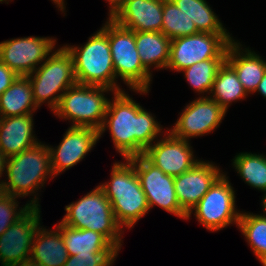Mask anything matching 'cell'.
Returning <instances> with one entry per match:
<instances>
[{
  "label": "cell",
  "instance_id": "21",
  "mask_svg": "<svg viewBox=\"0 0 266 266\" xmlns=\"http://www.w3.org/2000/svg\"><path fill=\"white\" fill-rule=\"evenodd\" d=\"M56 227L61 231L62 240L70 256L78 254H97L98 252H119L101 233L77 229L64 225L61 221Z\"/></svg>",
  "mask_w": 266,
  "mask_h": 266
},
{
  "label": "cell",
  "instance_id": "22",
  "mask_svg": "<svg viewBox=\"0 0 266 266\" xmlns=\"http://www.w3.org/2000/svg\"><path fill=\"white\" fill-rule=\"evenodd\" d=\"M39 226L35 232L30 259L40 266H64L69 254L62 240L61 231Z\"/></svg>",
  "mask_w": 266,
  "mask_h": 266
},
{
  "label": "cell",
  "instance_id": "28",
  "mask_svg": "<svg viewBox=\"0 0 266 266\" xmlns=\"http://www.w3.org/2000/svg\"><path fill=\"white\" fill-rule=\"evenodd\" d=\"M237 227L257 259L266 256V216L242 212Z\"/></svg>",
  "mask_w": 266,
  "mask_h": 266
},
{
  "label": "cell",
  "instance_id": "4",
  "mask_svg": "<svg viewBox=\"0 0 266 266\" xmlns=\"http://www.w3.org/2000/svg\"><path fill=\"white\" fill-rule=\"evenodd\" d=\"M64 46L72 55L77 83L122 91L117 84L108 35L102 29L81 47Z\"/></svg>",
  "mask_w": 266,
  "mask_h": 266
},
{
  "label": "cell",
  "instance_id": "39",
  "mask_svg": "<svg viewBox=\"0 0 266 266\" xmlns=\"http://www.w3.org/2000/svg\"><path fill=\"white\" fill-rule=\"evenodd\" d=\"M262 206H263V211H264V216H266V193L264 194V196L262 197Z\"/></svg>",
  "mask_w": 266,
  "mask_h": 266
},
{
  "label": "cell",
  "instance_id": "29",
  "mask_svg": "<svg viewBox=\"0 0 266 266\" xmlns=\"http://www.w3.org/2000/svg\"><path fill=\"white\" fill-rule=\"evenodd\" d=\"M161 32L170 40L199 33L194 22L172 0H163Z\"/></svg>",
  "mask_w": 266,
  "mask_h": 266
},
{
  "label": "cell",
  "instance_id": "19",
  "mask_svg": "<svg viewBox=\"0 0 266 266\" xmlns=\"http://www.w3.org/2000/svg\"><path fill=\"white\" fill-rule=\"evenodd\" d=\"M226 62L237 73L247 94L255 93L266 73V61L249 48L243 49L240 42L234 39L227 48Z\"/></svg>",
  "mask_w": 266,
  "mask_h": 266
},
{
  "label": "cell",
  "instance_id": "12",
  "mask_svg": "<svg viewBox=\"0 0 266 266\" xmlns=\"http://www.w3.org/2000/svg\"><path fill=\"white\" fill-rule=\"evenodd\" d=\"M55 42L54 38L34 36L6 40L0 42V60L18 76H27L54 51Z\"/></svg>",
  "mask_w": 266,
  "mask_h": 266
},
{
  "label": "cell",
  "instance_id": "8",
  "mask_svg": "<svg viewBox=\"0 0 266 266\" xmlns=\"http://www.w3.org/2000/svg\"><path fill=\"white\" fill-rule=\"evenodd\" d=\"M33 88V98L38 107L47 102L51 111L59 105L62 94L77 83L70 52L62 46L31 74L27 75Z\"/></svg>",
  "mask_w": 266,
  "mask_h": 266
},
{
  "label": "cell",
  "instance_id": "1",
  "mask_svg": "<svg viewBox=\"0 0 266 266\" xmlns=\"http://www.w3.org/2000/svg\"><path fill=\"white\" fill-rule=\"evenodd\" d=\"M99 137L109 128L115 149L128 159L144 152L163 129L150 112L136 103L124 90L112 93Z\"/></svg>",
  "mask_w": 266,
  "mask_h": 266
},
{
  "label": "cell",
  "instance_id": "34",
  "mask_svg": "<svg viewBox=\"0 0 266 266\" xmlns=\"http://www.w3.org/2000/svg\"><path fill=\"white\" fill-rule=\"evenodd\" d=\"M108 1L109 3V7H110V10H109V17L111 18L115 12L122 6L124 0H106Z\"/></svg>",
  "mask_w": 266,
  "mask_h": 266
},
{
  "label": "cell",
  "instance_id": "38",
  "mask_svg": "<svg viewBox=\"0 0 266 266\" xmlns=\"http://www.w3.org/2000/svg\"><path fill=\"white\" fill-rule=\"evenodd\" d=\"M62 12H65L64 0H52Z\"/></svg>",
  "mask_w": 266,
  "mask_h": 266
},
{
  "label": "cell",
  "instance_id": "11",
  "mask_svg": "<svg viewBox=\"0 0 266 266\" xmlns=\"http://www.w3.org/2000/svg\"><path fill=\"white\" fill-rule=\"evenodd\" d=\"M146 195L149 208L159 206L168 213L186 220L187 213L180 207L175 192L174 177L165 174L152 164L144 155L129 158Z\"/></svg>",
  "mask_w": 266,
  "mask_h": 266
},
{
  "label": "cell",
  "instance_id": "32",
  "mask_svg": "<svg viewBox=\"0 0 266 266\" xmlns=\"http://www.w3.org/2000/svg\"><path fill=\"white\" fill-rule=\"evenodd\" d=\"M119 252H98L68 257L64 266H112Z\"/></svg>",
  "mask_w": 266,
  "mask_h": 266
},
{
  "label": "cell",
  "instance_id": "15",
  "mask_svg": "<svg viewBox=\"0 0 266 266\" xmlns=\"http://www.w3.org/2000/svg\"><path fill=\"white\" fill-rule=\"evenodd\" d=\"M174 137L169 131L152 144L144 156L165 174L178 176L193 168L201 160L195 159L190 142Z\"/></svg>",
  "mask_w": 266,
  "mask_h": 266
},
{
  "label": "cell",
  "instance_id": "13",
  "mask_svg": "<svg viewBox=\"0 0 266 266\" xmlns=\"http://www.w3.org/2000/svg\"><path fill=\"white\" fill-rule=\"evenodd\" d=\"M172 129L174 137L184 139L203 136L214 131L227 111L209 96H201L187 104Z\"/></svg>",
  "mask_w": 266,
  "mask_h": 266
},
{
  "label": "cell",
  "instance_id": "27",
  "mask_svg": "<svg viewBox=\"0 0 266 266\" xmlns=\"http://www.w3.org/2000/svg\"><path fill=\"white\" fill-rule=\"evenodd\" d=\"M232 164L250 187L266 193V157L263 154L241 152L235 156Z\"/></svg>",
  "mask_w": 266,
  "mask_h": 266
},
{
  "label": "cell",
  "instance_id": "30",
  "mask_svg": "<svg viewBox=\"0 0 266 266\" xmlns=\"http://www.w3.org/2000/svg\"><path fill=\"white\" fill-rule=\"evenodd\" d=\"M226 59H207L193 64L182 70L188 84L198 93H209L212 91L213 83L219 68Z\"/></svg>",
  "mask_w": 266,
  "mask_h": 266
},
{
  "label": "cell",
  "instance_id": "26",
  "mask_svg": "<svg viewBox=\"0 0 266 266\" xmlns=\"http://www.w3.org/2000/svg\"><path fill=\"white\" fill-rule=\"evenodd\" d=\"M181 12L191 19L199 32L230 34L206 0H172Z\"/></svg>",
  "mask_w": 266,
  "mask_h": 266
},
{
  "label": "cell",
  "instance_id": "7",
  "mask_svg": "<svg viewBox=\"0 0 266 266\" xmlns=\"http://www.w3.org/2000/svg\"><path fill=\"white\" fill-rule=\"evenodd\" d=\"M115 92L105 86L76 83L61 96L54 115L72 121L71 127H90L100 130L105 119L109 99L104 92Z\"/></svg>",
  "mask_w": 266,
  "mask_h": 266
},
{
  "label": "cell",
  "instance_id": "24",
  "mask_svg": "<svg viewBox=\"0 0 266 266\" xmlns=\"http://www.w3.org/2000/svg\"><path fill=\"white\" fill-rule=\"evenodd\" d=\"M135 42L140 61L151 73V67L166 69L169 62L171 40L162 32H135Z\"/></svg>",
  "mask_w": 266,
  "mask_h": 266
},
{
  "label": "cell",
  "instance_id": "14",
  "mask_svg": "<svg viewBox=\"0 0 266 266\" xmlns=\"http://www.w3.org/2000/svg\"><path fill=\"white\" fill-rule=\"evenodd\" d=\"M40 208L29 210L0 236L1 266L30 259L33 238L40 225Z\"/></svg>",
  "mask_w": 266,
  "mask_h": 266
},
{
  "label": "cell",
  "instance_id": "31",
  "mask_svg": "<svg viewBox=\"0 0 266 266\" xmlns=\"http://www.w3.org/2000/svg\"><path fill=\"white\" fill-rule=\"evenodd\" d=\"M16 199L18 198L0 191V236L31 207L26 203L23 208L19 207L18 209L19 205ZM17 209L18 211H16Z\"/></svg>",
  "mask_w": 266,
  "mask_h": 266
},
{
  "label": "cell",
  "instance_id": "16",
  "mask_svg": "<svg viewBox=\"0 0 266 266\" xmlns=\"http://www.w3.org/2000/svg\"><path fill=\"white\" fill-rule=\"evenodd\" d=\"M99 139L96 129L70 126L58 146H48L55 177L82 161Z\"/></svg>",
  "mask_w": 266,
  "mask_h": 266
},
{
  "label": "cell",
  "instance_id": "23",
  "mask_svg": "<svg viewBox=\"0 0 266 266\" xmlns=\"http://www.w3.org/2000/svg\"><path fill=\"white\" fill-rule=\"evenodd\" d=\"M37 108L32 84L27 76H18L0 96L1 118L33 114Z\"/></svg>",
  "mask_w": 266,
  "mask_h": 266
},
{
  "label": "cell",
  "instance_id": "41",
  "mask_svg": "<svg viewBox=\"0 0 266 266\" xmlns=\"http://www.w3.org/2000/svg\"><path fill=\"white\" fill-rule=\"evenodd\" d=\"M4 1H5V2H7V1L9 2L10 0H0V3H1V2H4Z\"/></svg>",
  "mask_w": 266,
  "mask_h": 266
},
{
  "label": "cell",
  "instance_id": "40",
  "mask_svg": "<svg viewBox=\"0 0 266 266\" xmlns=\"http://www.w3.org/2000/svg\"><path fill=\"white\" fill-rule=\"evenodd\" d=\"M260 263L263 265V266H266V256L262 257L261 259H259Z\"/></svg>",
  "mask_w": 266,
  "mask_h": 266
},
{
  "label": "cell",
  "instance_id": "33",
  "mask_svg": "<svg viewBox=\"0 0 266 266\" xmlns=\"http://www.w3.org/2000/svg\"><path fill=\"white\" fill-rule=\"evenodd\" d=\"M17 77L18 75L0 60V96Z\"/></svg>",
  "mask_w": 266,
  "mask_h": 266
},
{
  "label": "cell",
  "instance_id": "37",
  "mask_svg": "<svg viewBox=\"0 0 266 266\" xmlns=\"http://www.w3.org/2000/svg\"><path fill=\"white\" fill-rule=\"evenodd\" d=\"M11 266H40V265L37 264L35 261L28 259V260L21 261Z\"/></svg>",
  "mask_w": 266,
  "mask_h": 266
},
{
  "label": "cell",
  "instance_id": "20",
  "mask_svg": "<svg viewBox=\"0 0 266 266\" xmlns=\"http://www.w3.org/2000/svg\"><path fill=\"white\" fill-rule=\"evenodd\" d=\"M33 114L0 118V151L8 158L35 146Z\"/></svg>",
  "mask_w": 266,
  "mask_h": 266
},
{
  "label": "cell",
  "instance_id": "10",
  "mask_svg": "<svg viewBox=\"0 0 266 266\" xmlns=\"http://www.w3.org/2000/svg\"><path fill=\"white\" fill-rule=\"evenodd\" d=\"M235 191L228 177L222 174L209 188L207 193L190 210L187 219L194 216L209 231H218L236 224L241 213L235 208Z\"/></svg>",
  "mask_w": 266,
  "mask_h": 266
},
{
  "label": "cell",
  "instance_id": "2",
  "mask_svg": "<svg viewBox=\"0 0 266 266\" xmlns=\"http://www.w3.org/2000/svg\"><path fill=\"white\" fill-rule=\"evenodd\" d=\"M5 168L8 181H1L0 191L17 198L33 196L35 193L28 204L31 207H40L36 192L40 186L43 187L47 178L55 177L48 145L39 142L17 155L8 157Z\"/></svg>",
  "mask_w": 266,
  "mask_h": 266
},
{
  "label": "cell",
  "instance_id": "25",
  "mask_svg": "<svg viewBox=\"0 0 266 266\" xmlns=\"http://www.w3.org/2000/svg\"><path fill=\"white\" fill-rule=\"evenodd\" d=\"M209 97L216 101L225 111L230 103L248 96L238 79L235 70L225 61L219 68Z\"/></svg>",
  "mask_w": 266,
  "mask_h": 266
},
{
  "label": "cell",
  "instance_id": "35",
  "mask_svg": "<svg viewBox=\"0 0 266 266\" xmlns=\"http://www.w3.org/2000/svg\"><path fill=\"white\" fill-rule=\"evenodd\" d=\"M255 92H259L264 98H266V73L264 74L262 80L258 84Z\"/></svg>",
  "mask_w": 266,
  "mask_h": 266
},
{
  "label": "cell",
  "instance_id": "9",
  "mask_svg": "<svg viewBox=\"0 0 266 266\" xmlns=\"http://www.w3.org/2000/svg\"><path fill=\"white\" fill-rule=\"evenodd\" d=\"M233 40L229 34L207 32L172 39L166 69L181 72L207 59H226L227 48Z\"/></svg>",
  "mask_w": 266,
  "mask_h": 266
},
{
  "label": "cell",
  "instance_id": "36",
  "mask_svg": "<svg viewBox=\"0 0 266 266\" xmlns=\"http://www.w3.org/2000/svg\"><path fill=\"white\" fill-rule=\"evenodd\" d=\"M6 160H7V157L0 151V177H2L3 171L5 170ZM0 184H1V180H0Z\"/></svg>",
  "mask_w": 266,
  "mask_h": 266
},
{
  "label": "cell",
  "instance_id": "3",
  "mask_svg": "<svg viewBox=\"0 0 266 266\" xmlns=\"http://www.w3.org/2000/svg\"><path fill=\"white\" fill-rule=\"evenodd\" d=\"M124 160L125 163L120 161L113 164L110 182L99 186L109 199L118 224L130 229L150 208L134 163L129 158Z\"/></svg>",
  "mask_w": 266,
  "mask_h": 266
},
{
  "label": "cell",
  "instance_id": "6",
  "mask_svg": "<svg viewBox=\"0 0 266 266\" xmlns=\"http://www.w3.org/2000/svg\"><path fill=\"white\" fill-rule=\"evenodd\" d=\"M101 29L108 35L116 78L120 77L135 92L148 93L152 73L140 61L135 31L121 27L110 17Z\"/></svg>",
  "mask_w": 266,
  "mask_h": 266
},
{
  "label": "cell",
  "instance_id": "5",
  "mask_svg": "<svg viewBox=\"0 0 266 266\" xmlns=\"http://www.w3.org/2000/svg\"><path fill=\"white\" fill-rule=\"evenodd\" d=\"M65 211L67 213L61 220L64 225L99 232L120 251L124 229L116 221L111 203L99 185L67 205Z\"/></svg>",
  "mask_w": 266,
  "mask_h": 266
},
{
  "label": "cell",
  "instance_id": "18",
  "mask_svg": "<svg viewBox=\"0 0 266 266\" xmlns=\"http://www.w3.org/2000/svg\"><path fill=\"white\" fill-rule=\"evenodd\" d=\"M162 15L163 0H124L111 19L135 32H161Z\"/></svg>",
  "mask_w": 266,
  "mask_h": 266
},
{
  "label": "cell",
  "instance_id": "17",
  "mask_svg": "<svg viewBox=\"0 0 266 266\" xmlns=\"http://www.w3.org/2000/svg\"><path fill=\"white\" fill-rule=\"evenodd\" d=\"M222 174L215 164L202 160L190 170L175 176L174 186L180 207L188 214Z\"/></svg>",
  "mask_w": 266,
  "mask_h": 266
}]
</instances>
